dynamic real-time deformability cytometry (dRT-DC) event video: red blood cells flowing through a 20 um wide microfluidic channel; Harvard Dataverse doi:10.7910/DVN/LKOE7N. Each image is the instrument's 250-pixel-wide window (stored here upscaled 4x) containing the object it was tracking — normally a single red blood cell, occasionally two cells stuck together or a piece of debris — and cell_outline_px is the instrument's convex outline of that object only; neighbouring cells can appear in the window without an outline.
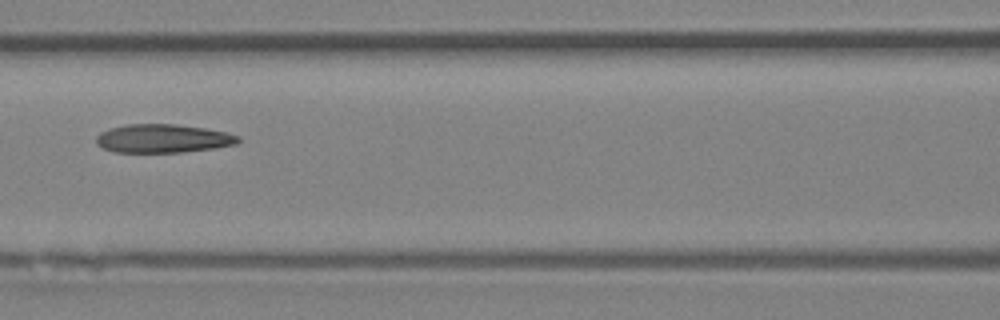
{"species": "Egyptian fruit bat (a non-hibernating species)", "species_latin": "Rousettus aegyptiacus", "temperature_condition": "room temperature", "stored_images_in_passage": 7, "camera_frame_rate_fps": 3000, "um_per_image_px": 0.085, "animal": {"sex": "female"}, "frame": {"image": 1, "passage_image": 7, "time_ms": 7.667, "image_size_px": [1000, 320], "cell_outline_px": [[240, 140], [236, 144], [216, 148], [180, 152], [112, 152], [96, 144], [96, 136], [100, 132], [108, 128], [128, 124], [176, 124], [204, 128], [224, 132], [240, 136]], "centroid_in_image_um": [13.82, 11.77], "position_along_channel_um": 152.8, "area_um2": 23.64}}